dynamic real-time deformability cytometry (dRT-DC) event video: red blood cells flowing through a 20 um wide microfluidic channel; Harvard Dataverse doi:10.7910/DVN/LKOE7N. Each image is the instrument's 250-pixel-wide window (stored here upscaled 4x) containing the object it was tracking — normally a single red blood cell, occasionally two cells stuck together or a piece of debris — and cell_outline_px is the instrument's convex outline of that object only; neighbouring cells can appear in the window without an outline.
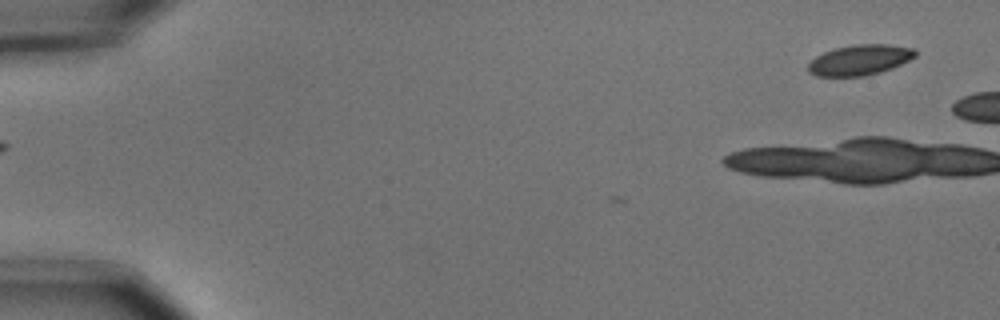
{"species": "common noctule bat (a hibernating species)", "species_latin": "Nyctalus noctula", "temperature_condition": "cold", "stored_images_in_passage": 3, "segment_of_instrument_passage": [2, 2], "camera_frame_rate_fps": 3000, "um_per_image_px": 0.085, "animal": {"sex": "male", "body_mass_g": 15.6}, "frame": {"image": 1, "passage_image": 3, "time_ms": 0.667, "image_size_px": [1000, 320], "cell_outline_px": [[916, 56], [892, 68], [880, 72], [864, 76], [816, 76], [808, 72], [808, 64], [816, 56], [824, 52], [836, 48], [856, 44], [888, 44], [916, 48]], "centroid_in_image_um": [73.09, 5.09], "position_along_channel_um": 11.9, "area_um2": 18.96}}